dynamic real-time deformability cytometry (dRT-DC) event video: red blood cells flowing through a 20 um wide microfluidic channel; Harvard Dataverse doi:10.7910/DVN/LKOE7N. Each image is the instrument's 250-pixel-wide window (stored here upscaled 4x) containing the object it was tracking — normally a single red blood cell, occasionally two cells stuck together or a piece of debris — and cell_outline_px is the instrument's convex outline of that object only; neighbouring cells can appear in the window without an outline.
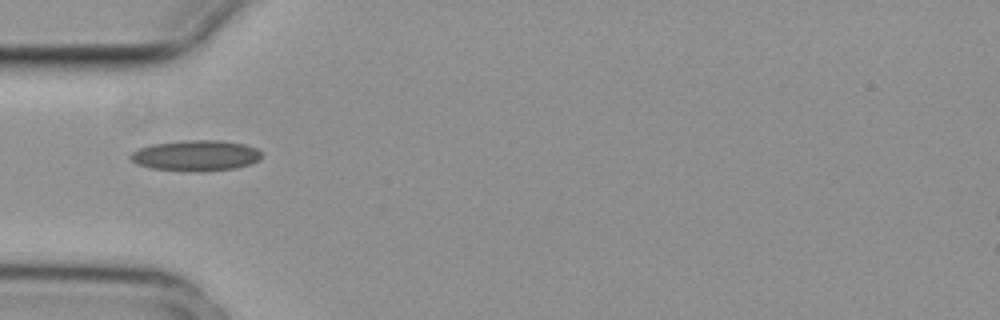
{"species": "common noctule bat (a hibernating species)", "species_latin": "Nyctalus noctula", "temperature_condition": "cold", "stored_images_in_passage": 3, "camera_frame_rate_fps": 3000, "um_per_image_px": 0.085, "animal": {"sex": "female", "body_mass_g": 29.2, "forearm_length_mm": 56.3}, "frame": {"image": 1, "passage_image": 1, "time_ms": 0.0, "image_size_px": [1000, 320], "cell_outline_px": [[264, 156], [260, 160], [252, 164], [236, 168], [200, 172], [196, 172], [152, 168], [136, 164], [128, 156], [132, 152], [140, 148], [152, 144], [184, 140], [220, 140], [244, 144], [256, 148]], "centroid_in_image_um": [16.68, 13.23], "position_along_channel_um": 68.3, "area_um2": 23.7}}
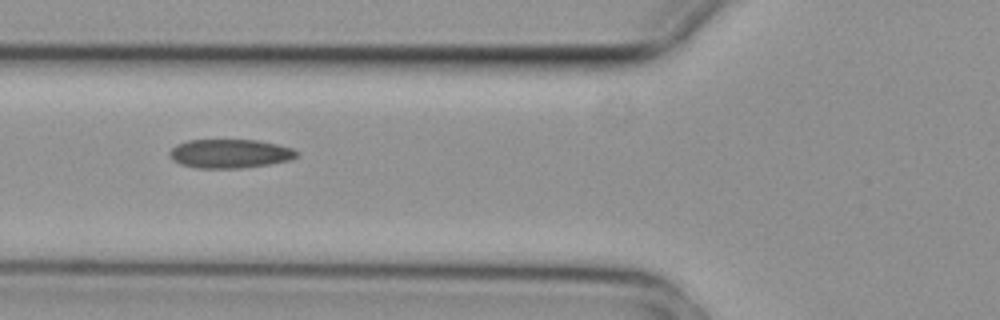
{"frame": {"image": 2, "passage_image": 2, "time_ms": 0.333, "image_size_px": [1000, 320], "cell_outline_px": [[300, 152], [296, 156], [288, 160], [268, 164], [240, 168], [196, 168], [180, 164], [172, 160], [168, 152], [176, 144], [188, 140], [256, 140], [276, 144], [292, 148]], "centroid_in_image_um": [19.5, 13.05], "position_along_channel_um": 106.3, "area_um2": 21.33}}
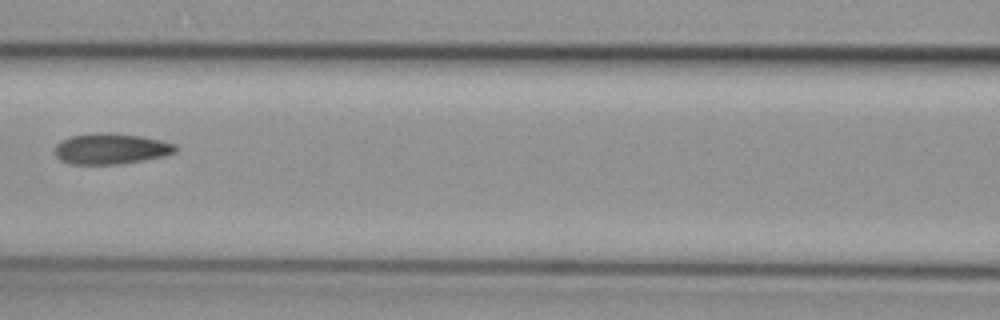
{"frame": {"image": 3, "passage_image": 3, "time_ms": 0.667, "image_size_px": [1000, 320], "cell_outline_px": [[176, 152], [164, 156], [120, 164], [68, 164], [60, 160], [56, 156], [56, 144], [72, 136], [92, 132], [112, 132], [144, 136], [176, 144]], "centroid_in_image_um": [9.44, 12.63], "position_along_channel_um": 157.2, "area_um2": 21.79}}